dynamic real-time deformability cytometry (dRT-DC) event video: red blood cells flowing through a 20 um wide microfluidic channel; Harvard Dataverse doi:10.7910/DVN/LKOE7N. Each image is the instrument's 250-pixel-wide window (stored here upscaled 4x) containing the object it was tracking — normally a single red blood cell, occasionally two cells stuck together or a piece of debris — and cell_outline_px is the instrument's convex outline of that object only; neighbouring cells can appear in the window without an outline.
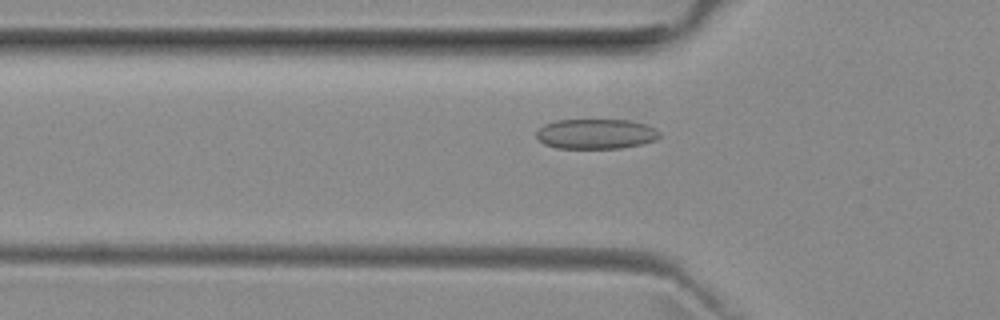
{"species": "common noctule bat (a hibernating species)", "species_latin": "Nyctalus noctula", "temperature_condition": "room temperature", "stored_images_in_passage": 42, "camera_frame_rate_fps": 3000, "um_per_image_px": 0.085, "animal": {"sex": "female", "body_mass_g": 29.2, "forearm_length_mm": 56.3}, "frame": {"image": 1, "passage_image": 12, "time_ms": 3.667, "image_size_px": [1000, 320], "cell_outline_px": [[660, 136], [656, 140], [640, 144], [620, 148], [556, 148], [544, 144], [536, 136], [536, 132], [544, 124], [556, 120], [628, 120], [648, 124], [656, 128], [660, 132]], "centroid_in_image_um": [50.67, 11.38], "position_along_channel_um": 75.1, "area_um2": 21.62}}
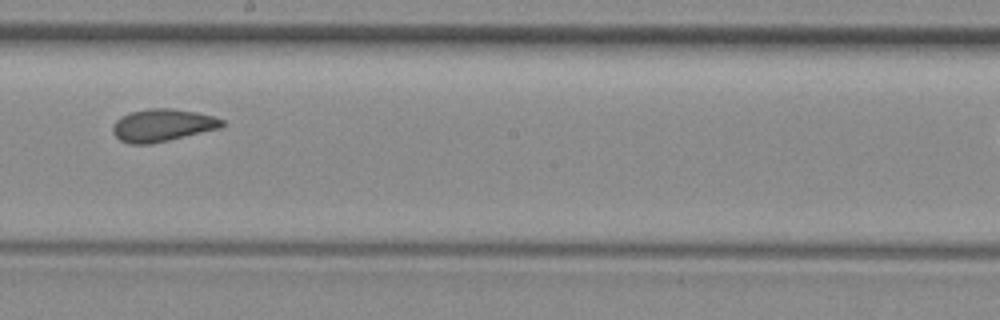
{"frame": {"image": 2, "passage_image": 24, "time_ms": 7.667, "image_size_px": [1000, 320], "cell_outline_px": [[224, 124], [220, 128], [152, 144], [132, 144], [120, 140], [112, 132], [112, 128], [116, 120], [132, 112], [148, 108], [172, 108], [196, 112], [212, 116], [224, 120]], "centroid_in_image_um": [13.81, 10.65], "position_along_channel_um": 234.4, "area_um2": 20.52}}
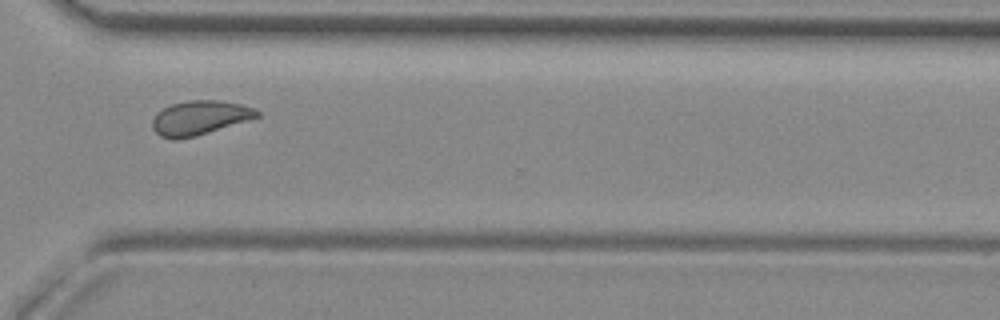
{"frame": {"image": 3, "passage_image": 33, "time_ms": 10.667, "image_size_px": [1000, 320], "cell_outline_px": [[260, 116], [248, 120], [196, 136], [176, 140], [172, 140], [160, 136], [152, 128], [152, 120], [156, 112], [172, 104], [188, 100], [220, 100], [240, 104], [252, 108], [260, 112]], "centroid_in_image_um": [16.93, 10.02], "position_along_channel_um": 353.7, "area_um2": 20.87}, "authors_computed_cell_mechanics": {"area_um2": 20.4612, "velocity_mm_per_s": 3.9811, "shape_relaxation_time_tau1_ms": null, "shape_relaxation_time_tau2_ms": 1.3369, "deformation_change_tau1": null, "deformation_change_tau2": 0.0695}}